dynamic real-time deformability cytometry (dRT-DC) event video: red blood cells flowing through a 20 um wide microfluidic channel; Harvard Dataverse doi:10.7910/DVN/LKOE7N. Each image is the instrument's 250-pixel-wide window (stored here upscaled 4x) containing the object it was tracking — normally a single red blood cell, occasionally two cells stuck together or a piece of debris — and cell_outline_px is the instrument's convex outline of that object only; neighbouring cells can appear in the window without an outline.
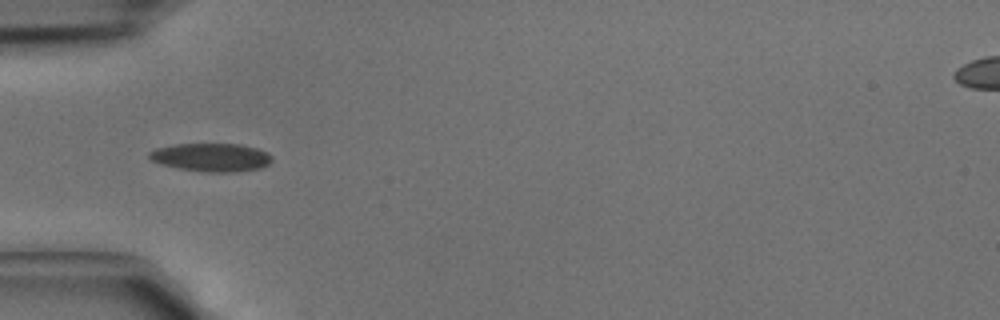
{"species": "common noctule bat (a hibernating species)", "species_latin": "Nyctalus noctula", "temperature_condition": "cold", "stored_images_in_passage": 4, "camera_frame_rate_fps": 3000, "um_per_image_px": 0.085, "animal": {"sex": "male", "body_mass_g": 15.6}, "frame": {"image": 1, "passage_image": 4, "time_ms": 1.0, "image_size_px": [1000, 320], "cell_outline_px": [[272, 160], [268, 164], [260, 168], [236, 172], [208, 172], [180, 168], [160, 164], [152, 160], [148, 156], [148, 152], [156, 148], [176, 144], [240, 144], [256, 148], [268, 152], [272, 156]], "centroid_in_image_um": [17.97, 13.37], "position_along_channel_um": 67.0, "area_um2": 20.17}}